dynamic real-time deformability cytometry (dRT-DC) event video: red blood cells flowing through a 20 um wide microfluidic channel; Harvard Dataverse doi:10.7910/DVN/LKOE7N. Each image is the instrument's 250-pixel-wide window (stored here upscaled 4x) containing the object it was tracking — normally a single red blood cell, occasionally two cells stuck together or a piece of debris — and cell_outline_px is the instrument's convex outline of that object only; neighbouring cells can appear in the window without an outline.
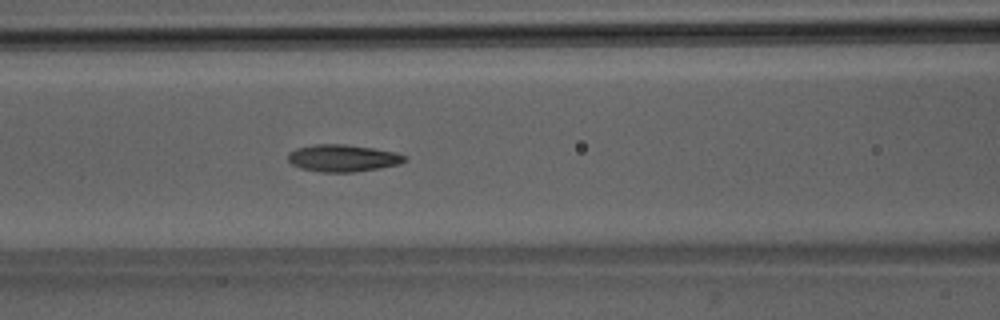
{"species": "Egyptian fruit bat (a non-hibernating species)", "species_latin": "Rousettus aegyptiacus", "temperature_condition": "room temperature", "stored_images_in_passage": 50, "camera_frame_rate_fps": 3000, "um_per_image_px": 0.085, "animal": {"sex": "male"}, "frame": {"image": 1, "passage_image": 21, "time_ms": 6.667, "image_size_px": [1000, 320], "cell_outline_px": [[408, 160], [400, 164], [380, 168], [352, 172], [320, 172], [300, 168], [292, 164], [288, 160], [288, 152], [296, 148], [312, 144], [344, 144], [372, 148], [396, 152], [408, 156]], "centroid_in_image_um": [29.15, 13.44], "position_along_channel_um": 137.4, "area_um2": 18.61}}
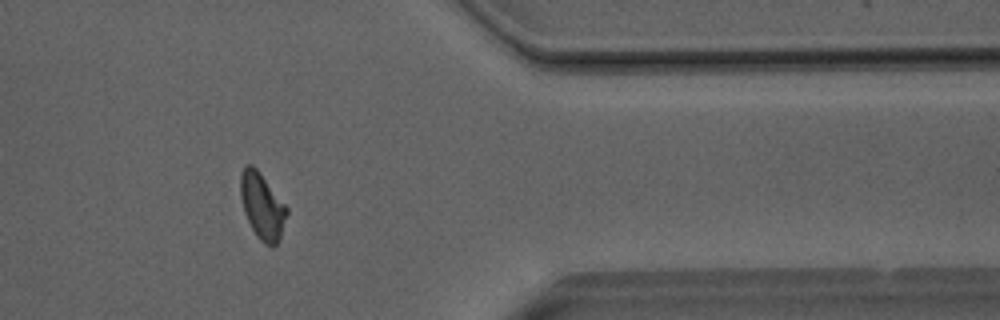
{"frame": {"image": 2, "passage_image": 41, "time_ms": 13.333, "image_size_px": [1000, 320], "cell_outline_px": [[288, 212], [280, 240], [272, 248], [264, 244], [256, 236], [244, 212], [240, 196], [240, 172], [248, 164], [252, 164], [260, 172], [288, 208]], "centroid_in_image_um": [22.29, 17.54], "position_along_channel_um": 389.1, "area_um2": 17.98}}
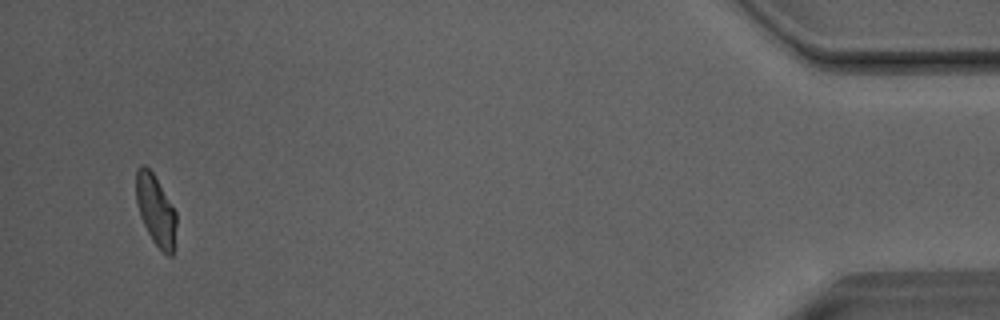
{"frame": {"image": 3, "passage_image": 48, "time_ms": 15.667, "image_size_px": [1000, 320], "cell_outline_px": [[176, 224], [172, 256], [168, 256], [160, 252], [152, 240], [140, 216], [136, 204], [136, 172], [140, 164], [144, 164], [152, 172], [176, 212]], "centroid_in_image_um": [13.22, 17.89], "position_along_channel_um": 422.0, "area_um2": 16.47}, "authors_computed_cell_mechanics": {"area_um2": 18.0336, "velocity_mm_per_s": 4.0487, "shape_relaxation_time_tau1_ms": 6.6232, "shape_relaxation_time_tau2_ms": 1.9696, "deformation_change_tau1": 0.1865, "deformation_change_tau2": 0.0798}}